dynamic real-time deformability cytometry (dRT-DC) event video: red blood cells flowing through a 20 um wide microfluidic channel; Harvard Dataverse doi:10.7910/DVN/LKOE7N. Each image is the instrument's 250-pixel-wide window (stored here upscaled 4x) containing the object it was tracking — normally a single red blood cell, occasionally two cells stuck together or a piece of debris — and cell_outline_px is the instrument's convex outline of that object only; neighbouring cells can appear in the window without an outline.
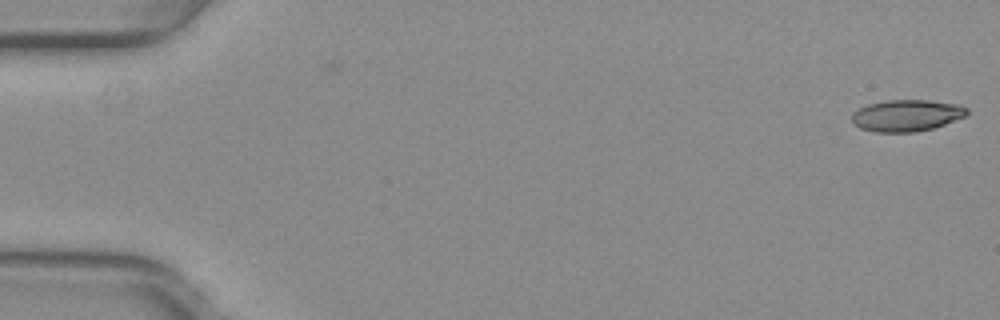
{"species": "common noctule bat (a hibernating species)", "species_latin": "Nyctalus noctula", "temperature_condition": "warm", "stored_images_in_passage": 3, "camera_frame_rate_fps": 3000, "um_per_image_px": 0.085, "animal": {"sex": "female", "body_mass_g": 29.2, "forearm_length_mm": 56.3}, "frame": {"image": 1, "passage_image": 3, "time_ms": 0.667, "image_size_px": [1000, 320], "cell_outline_px": [[968, 116], [932, 128], [916, 132], [876, 132], [860, 128], [852, 120], [852, 112], [868, 104], [884, 100], [928, 100], [960, 104], [968, 108]], "centroid_in_image_um": [77.1, 9.81], "position_along_channel_um": 7.9, "area_um2": 21.33}}